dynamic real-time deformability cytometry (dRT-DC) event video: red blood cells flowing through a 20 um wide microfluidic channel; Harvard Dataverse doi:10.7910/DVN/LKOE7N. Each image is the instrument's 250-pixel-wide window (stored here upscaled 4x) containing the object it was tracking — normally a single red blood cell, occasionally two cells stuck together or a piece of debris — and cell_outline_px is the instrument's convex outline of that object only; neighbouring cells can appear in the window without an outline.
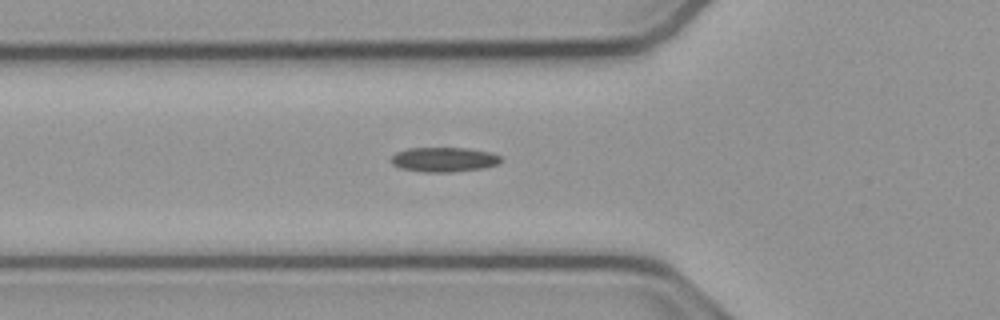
{"species": "common noctule bat (a hibernating species)", "species_latin": "Nyctalus noctula", "temperature_condition": "cold", "stored_images_in_passage": 41, "camera_frame_rate_fps": 3000, "um_per_image_px": 0.085, "animal": {"sex": "male", "body_mass_g": 23.1, "forearm_length_mm": 52.7}, "frame": {"image": 1, "passage_image": 8, "time_ms": 2.333, "image_size_px": [1000, 320], "cell_outline_px": [[500, 160], [496, 164], [480, 168], [452, 172], [424, 172], [400, 168], [392, 164], [388, 160], [396, 152], [408, 148], [468, 148], [492, 152], [500, 156]], "centroid_in_image_um": [37.67, 13.55], "position_along_channel_um": 88.1, "area_um2": 15.72}}
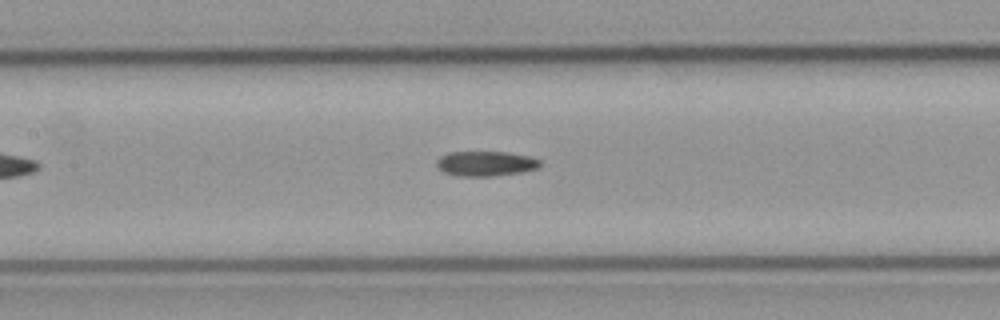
{"frame": {"image": 2, "passage_image": 14, "time_ms": 4.333, "image_size_px": [1000, 320], "cell_outline_px": [[540, 164], [536, 168], [520, 172], [492, 176], [460, 176], [444, 172], [436, 164], [436, 160], [440, 156], [448, 152], [508, 152], [528, 156], [540, 160]], "centroid_in_image_um": [41.25, 13.89], "position_along_channel_um": 166.2, "area_um2": 14.85}}
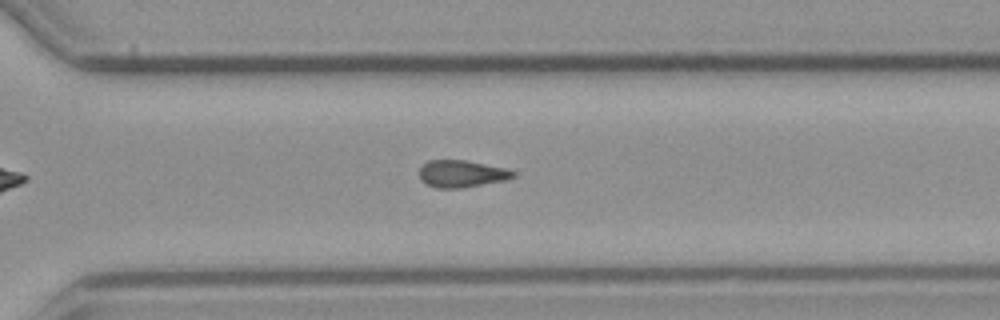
{"frame": {"image": 3, "passage_image": 27, "time_ms": 8.667, "image_size_px": [1000, 320], "cell_outline_px": [[516, 176], [508, 180], [460, 188], [436, 188], [420, 180], [420, 168], [428, 160], [464, 160], [508, 168], [516, 172]], "centroid_in_image_um": [39.29, 14.77], "position_along_channel_um": 331.3, "area_um2": 14.91}}